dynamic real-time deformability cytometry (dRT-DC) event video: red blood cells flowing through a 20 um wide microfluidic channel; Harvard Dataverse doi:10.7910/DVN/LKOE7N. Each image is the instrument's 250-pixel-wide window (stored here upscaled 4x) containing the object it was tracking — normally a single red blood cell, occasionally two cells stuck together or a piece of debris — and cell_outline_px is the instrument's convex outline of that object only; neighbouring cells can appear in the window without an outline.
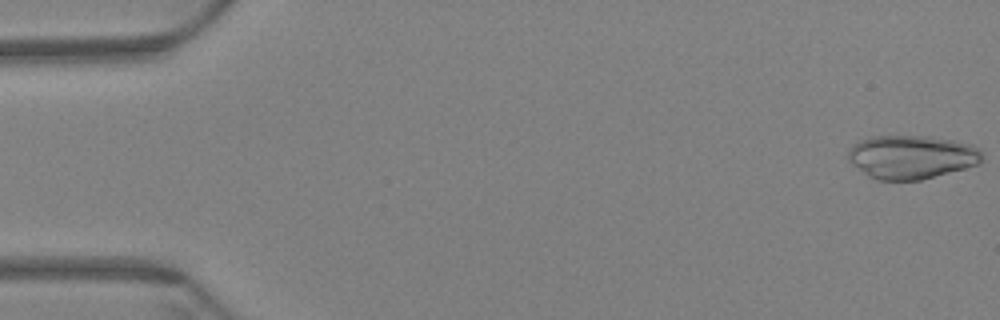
{"species": "Egyptian fruit bat (a non-hibernating species)", "species_latin": "Rousettus aegyptiacus", "temperature_condition": "warm", "stored_images_in_passage": 58, "camera_frame_rate_fps": 3000, "um_per_image_px": 0.085, "animal": {"sex": "female"}, "frame": {"image": 1, "passage_image": 1, "time_ms": 0.0, "image_size_px": [1000, 320], "cell_outline_px": [[980, 164], [920, 180], [876, 180], [868, 176], [852, 164], [848, 160], [848, 152], [860, 140], [872, 136], [924, 136], [952, 140], [972, 144], [980, 148]], "centroid_in_image_um": [77.48, 13.35], "position_along_channel_um": 7.5, "area_um2": 33.81}}
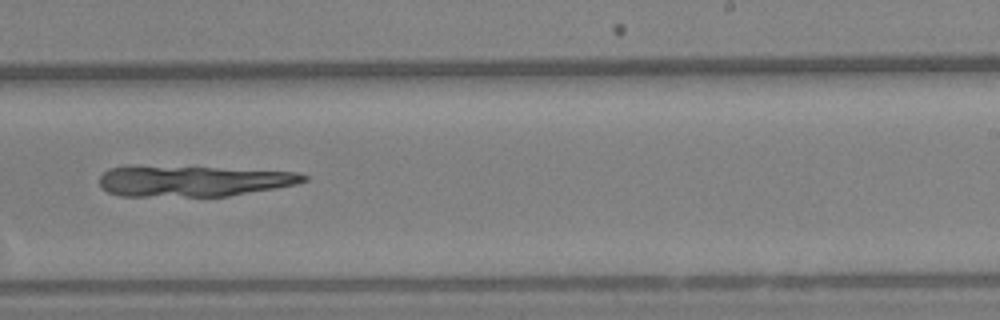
{"frame": {"image": 2, "passage_image": 38, "time_ms": 12.333, "image_size_px": [1000, 320], "cell_outline_px": [[308, 180], [296, 184], [276, 188], [228, 196], [120, 196], [108, 192], [100, 184], [100, 176], [108, 168], [216, 168], [300, 172], [308, 176]], "centroid_in_image_um": [16.51, 15.42], "position_along_channel_um": 272.5, "area_um2": 35.6}}
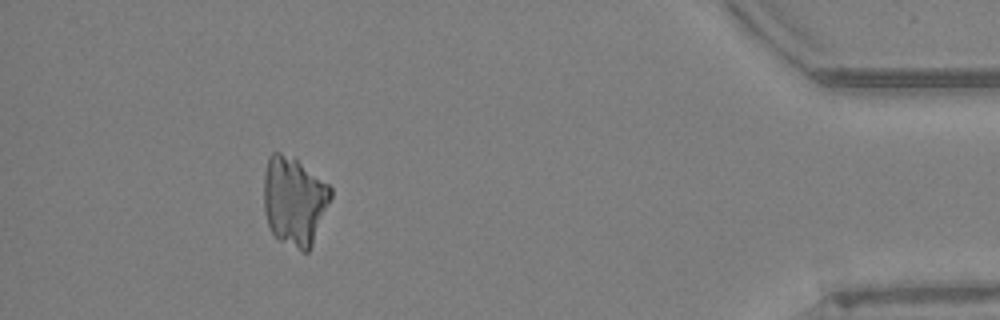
{"frame": {"image": 3, "passage_image": 55, "time_ms": 18.0, "image_size_px": [1000, 320], "cell_outline_px": [[332, 196], [312, 244], [308, 252], [300, 252], [280, 240], [272, 232], [268, 224], [264, 208], [264, 176], [268, 156], [272, 152], [280, 152], [296, 156], [328, 184], [332, 188]], "centroid_in_image_um": [25.01, 17.02], "position_along_channel_um": 410.2, "area_um2": 35.03}}